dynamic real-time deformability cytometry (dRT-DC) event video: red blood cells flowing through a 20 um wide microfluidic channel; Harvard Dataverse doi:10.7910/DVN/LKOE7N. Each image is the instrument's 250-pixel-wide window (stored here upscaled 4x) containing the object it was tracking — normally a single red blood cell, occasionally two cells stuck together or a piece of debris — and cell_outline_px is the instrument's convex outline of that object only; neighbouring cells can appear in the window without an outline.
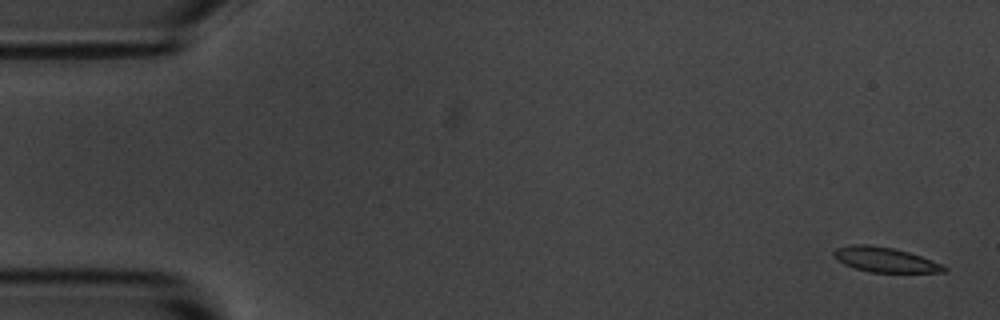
{"species": "common noctule bat (a hibernating species)", "species_latin": "Nyctalus noctula", "temperature_condition": "room temperature", "stored_images_in_passage": 6, "segment_of_instrument_passage": [1, 2], "camera_frame_rate_fps": 3000, "um_per_image_px": 0.085, "animal": {"sex": "male", "body_mass_g": 20.1, "forearm_length_mm": 53.5}, "frame": {"image": 1, "passage_image": 1, "time_ms": 0.0, "image_size_px": [1000, 320], "cell_outline_px": [[948, 272], [872, 272], [856, 268], [844, 264], [836, 260], [832, 256], [832, 252], [836, 248], [852, 244], [868, 244], [892, 248], [908, 252], [920, 256], [940, 264], [948, 268]], "centroid_in_image_um": [75.17, 22.07], "position_along_channel_um": 9.8, "area_um2": 15.84}}
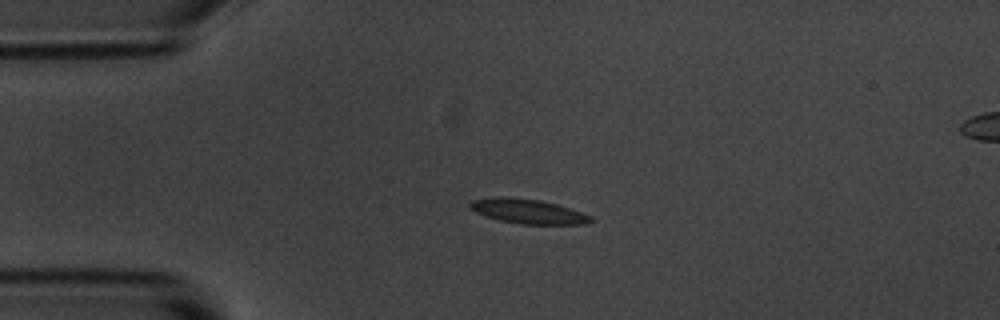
{"frame": {"image": 2, "passage_image": 4, "time_ms": 3.667, "image_size_px": [1000, 320], "cell_outline_px": [[592, 220], [584, 224], [520, 224], [500, 220], [476, 212], [468, 204], [472, 200], [500, 196], [540, 200], [556, 204], [592, 216]], "centroid_in_image_um": [44.87, 17.96], "position_along_channel_um": 40.1, "area_um2": 16.88}}